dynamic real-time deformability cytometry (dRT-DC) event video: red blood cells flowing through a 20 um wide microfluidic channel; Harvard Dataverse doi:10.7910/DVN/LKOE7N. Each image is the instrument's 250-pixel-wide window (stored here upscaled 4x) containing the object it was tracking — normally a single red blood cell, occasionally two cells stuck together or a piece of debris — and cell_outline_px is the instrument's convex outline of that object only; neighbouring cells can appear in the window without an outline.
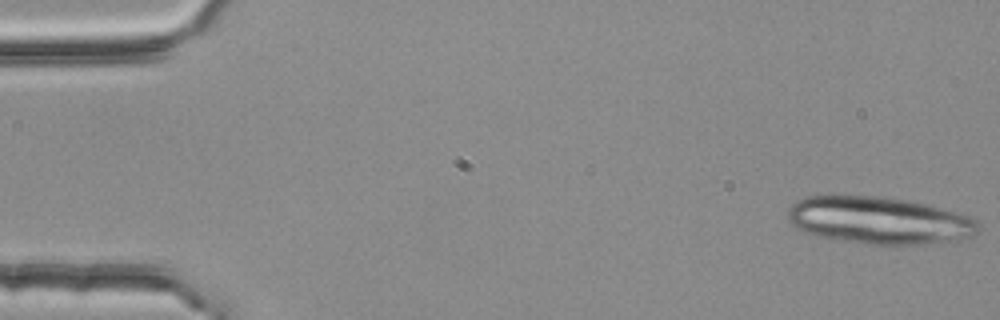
{"species": "common noctule bat (a hibernating species)", "species_latin": "Nyctalus noctula", "temperature_condition": "room temperature", "stored_images_in_passage": 6, "camera_frame_rate_fps": 3000, "um_per_image_px": 0.085, "animal": {"sex": "female", "body_mass_g": 25.1}, "frame": {"image": 1, "passage_image": 1, "time_ms": 0.0, "image_size_px": [1000, 320], "cell_outline_px": [[980, 228], [972, 236], [960, 240], [920, 244], [868, 244], [836, 240], [812, 236], [796, 228], [788, 220], [788, 208], [796, 200], [804, 196], [880, 196], [908, 200], [956, 212], [968, 216], [976, 220], [980, 224]], "centroid_in_image_um": [74.68, 18.74], "position_along_channel_um": 10.3, "area_um2": 52.71}}